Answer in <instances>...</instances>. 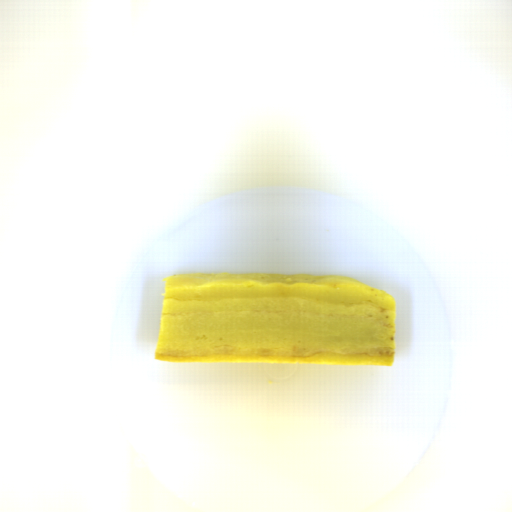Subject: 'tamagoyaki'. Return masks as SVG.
Segmentation results:
<instances>
[{
    "label": "tamagoyaki",
    "mask_w": 512,
    "mask_h": 512,
    "mask_svg": "<svg viewBox=\"0 0 512 512\" xmlns=\"http://www.w3.org/2000/svg\"><path fill=\"white\" fill-rule=\"evenodd\" d=\"M154 359L393 366L397 305L348 275L166 276Z\"/></svg>",
    "instance_id": "1"
}]
</instances>
